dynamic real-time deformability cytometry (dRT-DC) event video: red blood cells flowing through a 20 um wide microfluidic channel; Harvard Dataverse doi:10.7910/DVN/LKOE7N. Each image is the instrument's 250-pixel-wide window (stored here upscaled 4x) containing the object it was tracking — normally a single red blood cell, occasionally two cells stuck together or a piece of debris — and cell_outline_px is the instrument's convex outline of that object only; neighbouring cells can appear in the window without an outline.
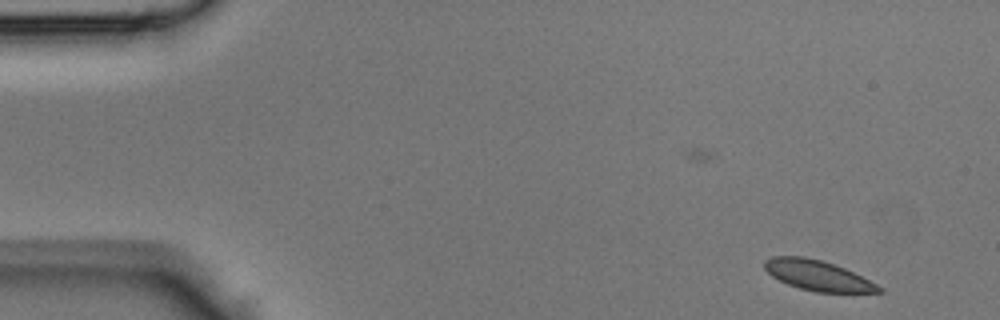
{"species": "Egyptian fruit bat (a non-hibernating species)", "species_latin": "Rousettus aegyptiacus", "temperature_condition": "room temperature", "stored_images_in_passage": 27, "camera_frame_rate_fps": 3000, "um_per_image_px": 0.085, "animal": {"sex": "male"}, "frame": {"image": 1, "passage_image": 1, "time_ms": 0.0, "image_size_px": [1000, 320], "cell_outline_px": [[884, 292], [816, 292], [800, 288], [788, 284], [772, 276], [764, 268], [764, 260], [772, 256], [804, 256], [820, 260], [844, 268], [884, 288]], "centroid_in_image_um": [69.48, 23.41], "position_along_channel_um": 15.5, "area_um2": 19.83}}
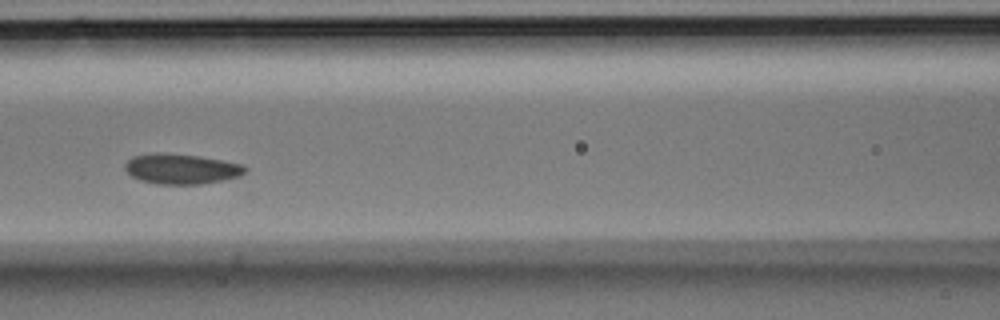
{"frame": {"image": 2, "passage_image": 17, "time_ms": 5.333, "image_size_px": [1000, 320], "cell_outline_px": [[248, 168], [240, 176], [200, 184], [160, 184], [140, 180], [132, 176], [124, 168], [124, 164], [132, 156], [152, 152], [168, 152], [200, 156], [244, 164]], "centroid_in_image_um": [15.4, 14.33], "position_along_channel_um": 151.2, "area_um2": 21.33}}
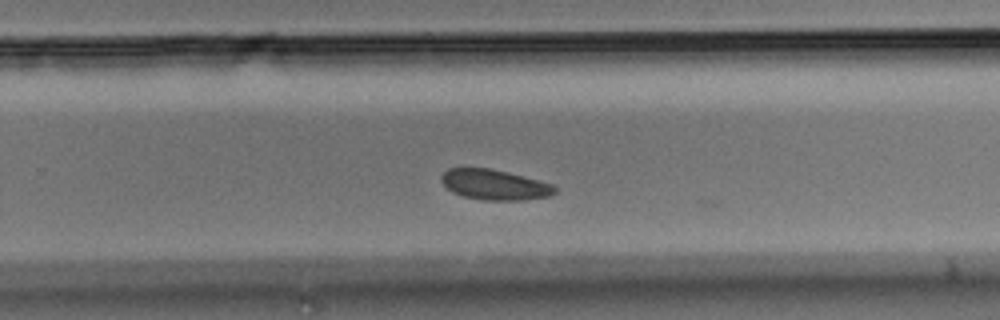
{"frame": {"image": 3, "passage_image": 26, "time_ms": 8.333, "image_size_px": [1000, 320], "cell_outline_px": [[556, 192], [548, 196], [524, 200], [484, 200], [464, 196], [452, 192], [440, 180], [440, 176], [448, 168], [488, 168], [508, 172], [556, 184]], "centroid_in_image_um": [42.06, 15.69], "position_along_channel_um": 287.7, "area_um2": 20.11}}